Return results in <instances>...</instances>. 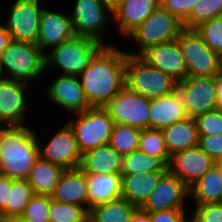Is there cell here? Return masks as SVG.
Masks as SVG:
<instances>
[{
  "instance_id": "1",
  "label": "cell",
  "mask_w": 222,
  "mask_h": 222,
  "mask_svg": "<svg viewBox=\"0 0 222 222\" xmlns=\"http://www.w3.org/2000/svg\"><path fill=\"white\" fill-rule=\"evenodd\" d=\"M127 52L104 45L78 76L91 107H104L125 86Z\"/></svg>"
},
{
  "instance_id": "2",
  "label": "cell",
  "mask_w": 222,
  "mask_h": 222,
  "mask_svg": "<svg viewBox=\"0 0 222 222\" xmlns=\"http://www.w3.org/2000/svg\"><path fill=\"white\" fill-rule=\"evenodd\" d=\"M39 142L31 127L5 126L0 129V174L27 179L39 157Z\"/></svg>"
},
{
  "instance_id": "3",
  "label": "cell",
  "mask_w": 222,
  "mask_h": 222,
  "mask_svg": "<svg viewBox=\"0 0 222 222\" xmlns=\"http://www.w3.org/2000/svg\"><path fill=\"white\" fill-rule=\"evenodd\" d=\"M45 53L37 44L12 39L0 55L6 79L28 85L31 79L38 80L46 71Z\"/></svg>"
},
{
  "instance_id": "4",
  "label": "cell",
  "mask_w": 222,
  "mask_h": 222,
  "mask_svg": "<svg viewBox=\"0 0 222 222\" xmlns=\"http://www.w3.org/2000/svg\"><path fill=\"white\" fill-rule=\"evenodd\" d=\"M104 45L92 38L74 36L45 53V69L58 67L62 75L79 76Z\"/></svg>"
},
{
  "instance_id": "5",
  "label": "cell",
  "mask_w": 222,
  "mask_h": 222,
  "mask_svg": "<svg viewBox=\"0 0 222 222\" xmlns=\"http://www.w3.org/2000/svg\"><path fill=\"white\" fill-rule=\"evenodd\" d=\"M125 83L132 92L153 100L174 92L178 82L139 56L127 54Z\"/></svg>"
},
{
  "instance_id": "6",
  "label": "cell",
  "mask_w": 222,
  "mask_h": 222,
  "mask_svg": "<svg viewBox=\"0 0 222 222\" xmlns=\"http://www.w3.org/2000/svg\"><path fill=\"white\" fill-rule=\"evenodd\" d=\"M183 29L182 22L160 5L127 36L139 44L136 53L127 54L139 56L151 46L177 39Z\"/></svg>"
},
{
  "instance_id": "7",
  "label": "cell",
  "mask_w": 222,
  "mask_h": 222,
  "mask_svg": "<svg viewBox=\"0 0 222 222\" xmlns=\"http://www.w3.org/2000/svg\"><path fill=\"white\" fill-rule=\"evenodd\" d=\"M69 120L81 154L109 143L114 121L103 107H91Z\"/></svg>"
},
{
  "instance_id": "8",
  "label": "cell",
  "mask_w": 222,
  "mask_h": 222,
  "mask_svg": "<svg viewBox=\"0 0 222 222\" xmlns=\"http://www.w3.org/2000/svg\"><path fill=\"white\" fill-rule=\"evenodd\" d=\"M177 41L184 56L188 76H216L222 70V58L212 51L195 29H183Z\"/></svg>"
},
{
  "instance_id": "9",
  "label": "cell",
  "mask_w": 222,
  "mask_h": 222,
  "mask_svg": "<svg viewBox=\"0 0 222 222\" xmlns=\"http://www.w3.org/2000/svg\"><path fill=\"white\" fill-rule=\"evenodd\" d=\"M176 90L190 118L218 109L216 76H187L177 83Z\"/></svg>"
},
{
  "instance_id": "10",
  "label": "cell",
  "mask_w": 222,
  "mask_h": 222,
  "mask_svg": "<svg viewBox=\"0 0 222 222\" xmlns=\"http://www.w3.org/2000/svg\"><path fill=\"white\" fill-rule=\"evenodd\" d=\"M115 124L140 130L149 128L150 100L132 92L126 86L104 107Z\"/></svg>"
},
{
  "instance_id": "11",
  "label": "cell",
  "mask_w": 222,
  "mask_h": 222,
  "mask_svg": "<svg viewBox=\"0 0 222 222\" xmlns=\"http://www.w3.org/2000/svg\"><path fill=\"white\" fill-rule=\"evenodd\" d=\"M69 14L76 36L92 38L104 44L103 33L112 11L103 0H75Z\"/></svg>"
},
{
  "instance_id": "12",
  "label": "cell",
  "mask_w": 222,
  "mask_h": 222,
  "mask_svg": "<svg viewBox=\"0 0 222 222\" xmlns=\"http://www.w3.org/2000/svg\"><path fill=\"white\" fill-rule=\"evenodd\" d=\"M14 1V4L9 6L8 19L4 24L7 31L13 40L36 44L44 7H40V0Z\"/></svg>"
},
{
  "instance_id": "13",
  "label": "cell",
  "mask_w": 222,
  "mask_h": 222,
  "mask_svg": "<svg viewBox=\"0 0 222 222\" xmlns=\"http://www.w3.org/2000/svg\"><path fill=\"white\" fill-rule=\"evenodd\" d=\"M39 142V156L64 169L79 168L81 153L77 146L74 132L68 123L64 124L56 134L50 138L45 146Z\"/></svg>"
},
{
  "instance_id": "14",
  "label": "cell",
  "mask_w": 222,
  "mask_h": 222,
  "mask_svg": "<svg viewBox=\"0 0 222 222\" xmlns=\"http://www.w3.org/2000/svg\"><path fill=\"white\" fill-rule=\"evenodd\" d=\"M187 196L189 198V188L167 170L141 209L145 212L185 209Z\"/></svg>"
},
{
  "instance_id": "15",
  "label": "cell",
  "mask_w": 222,
  "mask_h": 222,
  "mask_svg": "<svg viewBox=\"0 0 222 222\" xmlns=\"http://www.w3.org/2000/svg\"><path fill=\"white\" fill-rule=\"evenodd\" d=\"M139 57L177 82L183 81L188 76L186 62L177 39L151 46Z\"/></svg>"
},
{
  "instance_id": "16",
  "label": "cell",
  "mask_w": 222,
  "mask_h": 222,
  "mask_svg": "<svg viewBox=\"0 0 222 222\" xmlns=\"http://www.w3.org/2000/svg\"><path fill=\"white\" fill-rule=\"evenodd\" d=\"M216 163L199 146H196L174 153L168 170L190 188Z\"/></svg>"
},
{
  "instance_id": "17",
  "label": "cell",
  "mask_w": 222,
  "mask_h": 222,
  "mask_svg": "<svg viewBox=\"0 0 222 222\" xmlns=\"http://www.w3.org/2000/svg\"><path fill=\"white\" fill-rule=\"evenodd\" d=\"M48 99L71 113L90 109L78 76L59 75L45 91Z\"/></svg>"
},
{
  "instance_id": "18",
  "label": "cell",
  "mask_w": 222,
  "mask_h": 222,
  "mask_svg": "<svg viewBox=\"0 0 222 222\" xmlns=\"http://www.w3.org/2000/svg\"><path fill=\"white\" fill-rule=\"evenodd\" d=\"M28 84L6 79L0 83V122L8 126H25Z\"/></svg>"
},
{
  "instance_id": "19",
  "label": "cell",
  "mask_w": 222,
  "mask_h": 222,
  "mask_svg": "<svg viewBox=\"0 0 222 222\" xmlns=\"http://www.w3.org/2000/svg\"><path fill=\"white\" fill-rule=\"evenodd\" d=\"M75 35L73 25L68 14L49 11L43 8L39 22L38 47L44 52L45 49L53 48Z\"/></svg>"
},
{
  "instance_id": "20",
  "label": "cell",
  "mask_w": 222,
  "mask_h": 222,
  "mask_svg": "<svg viewBox=\"0 0 222 222\" xmlns=\"http://www.w3.org/2000/svg\"><path fill=\"white\" fill-rule=\"evenodd\" d=\"M86 174L80 169H65L51 199L67 204L85 206L88 209Z\"/></svg>"
},
{
  "instance_id": "21",
  "label": "cell",
  "mask_w": 222,
  "mask_h": 222,
  "mask_svg": "<svg viewBox=\"0 0 222 222\" xmlns=\"http://www.w3.org/2000/svg\"><path fill=\"white\" fill-rule=\"evenodd\" d=\"M159 6L160 0H123L112 12V18L119 33L126 37Z\"/></svg>"
},
{
  "instance_id": "22",
  "label": "cell",
  "mask_w": 222,
  "mask_h": 222,
  "mask_svg": "<svg viewBox=\"0 0 222 222\" xmlns=\"http://www.w3.org/2000/svg\"><path fill=\"white\" fill-rule=\"evenodd\" d=\"M187 117L185 107L177 90L168 95L150 100L149 128L162 130L174 122L184 120Z\"/></svg>"
},
{
  "instance_id": "23",
  "label": "cell",
  "mask_w": 222,
  "mask_h": 222,
  "mask_svg": "<svg viewBox=\"0 0 222 222\" xmlns=\"http://www.w3.org/2000/svg\"><path fill=\"white\" fill-rule=\"evenodd\" d=\"M166 171L121 175V198L141 208L148 200L158 181Z\"/></svg>"
},
{
  "instance_id": "24",
  "label": "cell",
  "mask_w": 222,
  "mask_h": 222,
  "mask_svg": "<svg viewBox=\"0 0 222 222\" xmlns=\"http://www.w3.org/2000/svg\"><path fill=\"white\" fill-rule=\"evenodd\" d=\"M121 162L122 156L107 144L83 153L79 168L85 174H113L121 172Z\"/></svg>"
},
{
  "instance_id": "25",
  "label": "cell",
  "mask_w": 222,
  "mask_h": 222,
  "mask_svg": "<svg viewBox=\"0 0 222 222\" xmlns=\"http://www.w3.org/2000/svg\"><path fill=\"white\" fill-rule=\"evenodd\" d=\"M121 174H86L88 210L100 203L113 201L121 196Z\"/></svg>"
},
{
  "instance_id": "26",
  "label": "cell",
  "mask_w": 222,
  "mask_h": 222,
  "mask_svg": "<svg viewBox=\"0 0 222 222\" xmlns=\"http://www.w3.org/2000/svg\"><path fill=\"white\" fill-rule=\"evenodd\" d=\"M169 154L198 146L199 134L194 118L174 122L162 129Z\"/></svg>"
},
{
  "instance_id": "27",
  "label": "cell",
  "mask_w": 222,
  "mask_h": 222,
  "mask_svg": "<svg viewBox=\"0 0 222 222\" xmlns=\"http://www.w3.org/2000/svg\"><path fill=\"white\" fill-rule=\"evenodd\" d=\"M64 170L61 166L39 156L27 180L35 194L51 196Z\"/></svg>"
},
{
  "instance_id": "28",
  "label": "cell",
  "mask_w": 222,
  "mask_h": 222,
  "mask_svg": "<svg viewBox=\"0 0 222 222\" xmlns=\"http://www.w3.org/2000/svg\"><path fill=\"white\" fill-rule=\"evenodd\" d=\"M189 196L196 205L222 202V170L217 163L189 188Z\"/></svg>"
},
{
  "instance_id": "29",
  "label": "cell",
  "mask_w": 222,
  "mask_h": 222,
  "mask_svg": "<svg viewBox=\"0 0 222 222\" xmlns=\"http://www.w3.org/2000/svg\"><path fill=\"white\" fill-rule=\"evenodd\" d=\"M138 207L119 197L89 209L88 222H130Z\"/></svg>"
},
{
  "instance_id": "30",
  "label": "cell",
  "mask_w": 222,
  "mask_h": 222,
  "mask_svg": "<svg viewBox=\"0 0 222 222\" xmlns=\"http://www.w3.org/2000/svg\"><path fill=\"white\" fill-rule=\"evenodd\" d=\"M35 195L27 179H13L5 208L0 212L1 218L21 216L31 198Z\"/></svg>"
},
{
  "instance_id": "31",
  "label": "cell",
  "mask_w": 222,
  "mask_h": 222,
  "mask_svg": "<svg viewBox=\"0 0 222 222\" xmlns=\"http://www.w3.org/2000/svg\"><path fill=\"white\" fill-rule=\"evenodd\" d=\"M168 167L158 158L139 150L122 156L121 175H136L145 172L167 171Z\"/></svg>"
},
{
  "instance_id": "32",
  "label": "cell",
  "mask_w": 222,
  "mask_h": 222,
  "mask_svg": "<svg viewBox=\"0 0 222 222\" xmlns=\"http://www.w3.org/2000/svg\"><path fill=\"white\" fill-rule=\"evenodd\" d=\"M137 150L158 158L167 167L169 166L171 155L168 152L162 130L153 128L141 130Z\"/></svg>"
},
{
  "instance_id": "33",
  "label": "cell",
  "mask_w": 222,
  "mask_h": 222,
  "mask_svg": "<svg viewBox=\"0 0 222 222\" xmlns=\"http://www.w3.org/2000/svg\"><path fill=\"white\" fill-rule=\"evenodd\" d=\"M141 130L123 124H114L109 145L121 156L138 149Z\"/></svg>"
},
{
  "instance_id": "34",
  "label": "cell",
  "mask_w": 222,
  "mask_h": 222,
  "mask_svg": "<svg viewBox=\"0 0 222 222\" xmlns=\"http://www.w3.org/2000/svg\"><path fill=\"white\" fill-rule=\"evenodd\" d=\"M222 15V0H198L189 17L182 23L185 29H195L200 24Z\"/></svg>"
},
{
  "instance_id": "35",
  "label": "cell",
  "mask_w": 222,
  "mask_h": 222,
  "mask_svg": "<svg viewBox=\"0 0 222 222\" xmlns=\"http://www.w3.org/2000/svg\"><path fill=\"white\" fill-rule=\"evenodd\" d=\"M88 216L89 210L85 206L50 201V222H88Z\"/></svg>"
},
{
  "instance_id": "36",
  "label": "cell",
  "mask_w": 222,
  "mask_h": 222,
  "mask_svg": "<svg viewBox=\"0 0 222 222\" xmlns=\"http://www.w3.org/2000/svg\"><path fill=\"white\" fill-rule=\"evenodd\" d=\"M206 45L222 58V15L195 28Z\"/></svg>"
},
{
  "instance_id": "37",
  "label": "cell",
  "mask_w": 222,
  "mask_h": 222,
  "mask_svg": "<svg viewBox=\"0 0 222 222\" xmlns=\"http://www.w3.org/2000/svg\"><path fill=\"white\" fill-rule=\"evenodd\" d=\"M51 196L35 194L21 217L28 222H50L49 209H50Z\"/></svg>"
},
{
  "instance_id": "38",
  "label": "cell",
  "mask_w": 222,
  "mask_h": 222,
  "mask_svg": "<svg viewBox=\"0 0 222 222\" xmlns=\"http://www.w3.org/2000/svg\"><path fill=\"white\" fill-rule=\"evenodd\" d=\"M199 136L222 133V111L215 109L194 118Z\"/></svg>"
},
{
  "instance_id": "39",
  "label": "cell",
  "mask_w": 222,
  "mask_h": 222,
  "mask_svg": "<svg viewBox=\"0 0 222 222\" xmlns=\"http://www.w3.org/2000/svg\"><path fill=\"white\" fill-rule=\"evenodd\" d=\"M191 222H222V202L195 205Z\"/></svg>"
},
{
  "instance_id": "40",
  "label": "cell",
  "mask_w": 222,
  "mask_h": 222,
  "mask_svg": "<svg viewBox=\"0 0 222 222\" xmlns=\"http://www.w3.org/2000/svg\"><path fill=\"white\" fill-rule=\"evenodd\" d=\"M198 0H160V5L182 23L189 17Z\"/></svg>"
},
{
  "instance_id": "41",
  "label": "cell",
  "mask_w": 222,
  "mask_h": 222,
  "mask_svg": "<svg viewBox=\"0 0 222 222\" xmlns=\"http://www.w3.org/2000/svg\"><path fill=\"white\" fill-rule=\"evenodd\" d=\"M198 146L214 161L222 160V133L199 136Z\"/></svg>"
},
{
  "instance_id": "42",
  "label": "cell",
  "mask_w": 222,
  "mask_h": 222,
  "mask_svg": "<svg viewBox=\"0 0 222 222\" xmlns=\"http://www.w3.org/2000/svg\"><path fill=\"white\" fill-rule=\"evenodd\" d=\"M186 209L162 210L148 212L152 222H191L186 218Z\"/></svg>"
},
{
  "instance_id": "43",
  "label": "cell",
  "mask_w": 222,
  "mask_h": 222,
  "mask_svg": "<svg viewBox=\"0 0 222 222\" xmlns=\"http://www.w3.org/2000/svg\"><path fill=\"white\" fill-rule=\"evenodd\" d=\"M12 188V178L0 174V212L5 208V203Z\"/></svg>"
},
{
  "instance_id": "44",
  "label": "cell",
  "mask_w": 222,
  "mask_h": 222,
  "mask_svg": "<svg viewBox=\"0 0 222 222\" xmlns=\"http://www.w3.org/2000/svg\"><path fill=\"white\" fill-rule=\"evenodd\" d=\"M12 40L10 33L7 31L4 24H0V55L6 49L9 42Z\"/></svg>"
},
{
  "instance_id": "45",
  "label": "cell",
  "mask_w": 222,
  "mask_h": 222,
  "mask_svg": "<svg viewBox=\"0 0 222 222\" xmlns=\"http://www.w3.org/2000/svg\"><path fill=\"white\" fill-rule=\"evenodd\" d=\"M130 222H152L148 212L138 208L132 215Z\"/></svg>"
},
{
  "instance_id": "46",
  "label": "cell",
  "mask_w": 222,
  "mask_h": 222,
  "mask_svg": "<svg viewBox=\"0 0 222 222\" xmlns=\"http://www.w3.org/2000/svg\"><path fill=\"white\" fill-rule=\"evenodd\" d=\"M217 100H222V70L216 75Z\"/></svg>"
},
{
  "instance_id": "47",
  "label": "cell",
  "mask_w": 222,
  "mask_h": 222,
  "mask_svg": "<svg viewBox=\"0 0 222 222\" xmlns=\"http://www.w3.org/2000/svg\"><path fill=\"white\" fill-rule=\"evenodd\" d=\"M103 2L113 12L123 0H103Z\"/></svg>"
},
{
  "instance_id": "48",
  "label": "cell",
  "mask_w": 222,
  "mask_h": 222,
  "mask_svg": "<svg viewBox=\"0 0 222 222\" xmlns=\"http://www.w3.org/2000/svg\"><path fill=\"white\" fill-rule=\"evenodd\" d=\"M2 222H28V221L23 219L21 216H18V217H9L6 219H2Z\"/></svg>"
},
{
  "instance_id": "49",
  "label": "cell",
  "mask_w": 222,
  "mask_h": 222,
  "mask_svg": "<svg viewBox=\"0 0 222 222\" xmlns=\"http://www.w3.org/2000/svg\"><path fill=\"white\" fill-rule=\"evenodd\" d=\"M5 80H6V76L4 74V70H3L2 64L0 62V83L4 82Z\"/></svg>"
},
{
  "instance_id": "50",
  "label": "cell",
  "mask_w": 222,
  "mask_h": 222,
  "mask_svg": "<svg viewBox=\"0 0 222 222\" xmlns=\"http://www.w3.org/2000/svg\"><path fill=\"white\" fill-rule=\"evenodd\" d=\"M218 103V109L222 111V100H217Z\"/></svg>"
},
{
  "instance_id": "51",
  "label": "cell",
  "mask_w": 222,
  "mask_h": 222,
  "mask_svg": "<svg viewBox=\"0 0 222 222\" xmlns=\"http://www.w3.org/2000/svg\"><path fill=\"white\" fill-rule=\"evenodd\" d=\"M217 164L220 166L221 170H222V160H220L219 162H217Z\"/></svg>"
},
{
  "instance_id": "52",
  "label": "cell",
  "mask_w": 222,
  "mask_h": 222,
  "mask_svg": "<svg viewBox=\"0 0 222 222\" xmlns=\"http://www.w3.org/2000/svg\"><path fill=\"white\" fill-rule=\"evenodd\" d=\"M4 126L2 125V123L0 122V129L3 128Z\"/></svg>"
}]
</instances>
